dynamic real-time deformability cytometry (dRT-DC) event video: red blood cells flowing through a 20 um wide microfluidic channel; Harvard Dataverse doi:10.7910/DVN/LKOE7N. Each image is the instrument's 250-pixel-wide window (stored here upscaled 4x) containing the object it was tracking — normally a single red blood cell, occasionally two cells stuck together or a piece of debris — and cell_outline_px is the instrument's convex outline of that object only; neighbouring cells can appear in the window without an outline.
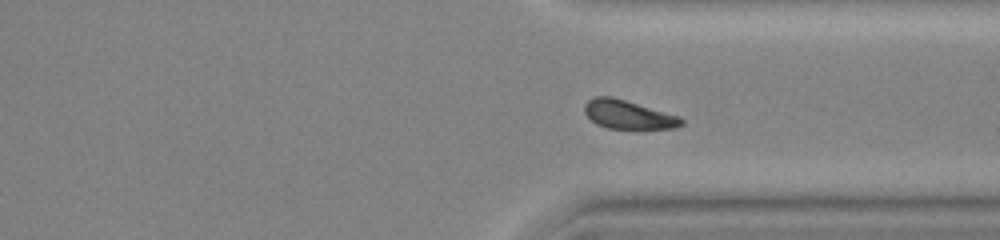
{"species": "common noctule bat (a hibernating species)", "species_latin": "Nyctalus noctula", "temperature_condition": "warm", "stored_images_in_passage": 52, "camera_frame_rate_fps": 3000, "um_per_image_px": 0.085, "animal": {"sex": "female", "body_mass_g": 23.0, "forearm_length_mm": 53.4}, "frame": {"image": 1, "passage_image": 37, "time_ms": 12.0, "image_size_px": [1000, 240], "cell_outline_px": [[684, 124], [676, 128], [608, 128], [596, 124], [584, 112], [584, 104], [588, 100], [596, 96], [612, 96], [680, 116], [684, 120]], "centroid_in_image_um": [53.4, 9.73], "position_along_channel_um": 358.0, "area_um2": 16.13}, "authors_computed_cell_mechanics": {"area_um2": 16.5019, "velocity_mm_per_s": 3.741, "shape_relaxation_time_tau1_ms": 4.0458, "shape_relaxation_time_tau2_ms": null, "deformation_change_tau1": 0.1032, "deformation_change_tau2": null}}